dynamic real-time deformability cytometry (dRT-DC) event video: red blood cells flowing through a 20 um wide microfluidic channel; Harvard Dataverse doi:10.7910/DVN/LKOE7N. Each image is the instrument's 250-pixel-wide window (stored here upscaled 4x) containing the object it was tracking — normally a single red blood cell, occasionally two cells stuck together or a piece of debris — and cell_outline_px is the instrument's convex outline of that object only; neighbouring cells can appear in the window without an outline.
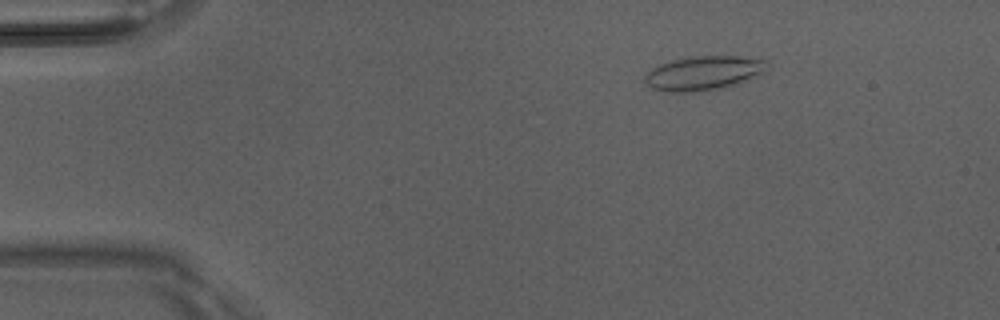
{"species": "Egyptian fruit bat (a non-hibernating species)", "species_latin": "Rousettus aegyptiacus", "temperature_condition": "room temperature", "stored_images_in_passage": 3, "camera_frame_rate_fps": 3000, "um_per_image_px": 0.085, "animal": {"sex": "male"}, "frame": {"image": 1, "passage_image": 1, "time_ms": 0.0, "image_size_px": [1000, 320], "cell_outline_px": [[768, 68], [736, 84], [720, 88], [696, 92], [664, 92], [652, 88], [644, 80], [644, 76], [652, 68], [660, 64], [672, 60], [688, 56], [736, 56], [768, 60]], "centroid_in_image_um": [59.75, 6.21], "position_along_channel_um": 25.3, "area_um2": 24.16}}